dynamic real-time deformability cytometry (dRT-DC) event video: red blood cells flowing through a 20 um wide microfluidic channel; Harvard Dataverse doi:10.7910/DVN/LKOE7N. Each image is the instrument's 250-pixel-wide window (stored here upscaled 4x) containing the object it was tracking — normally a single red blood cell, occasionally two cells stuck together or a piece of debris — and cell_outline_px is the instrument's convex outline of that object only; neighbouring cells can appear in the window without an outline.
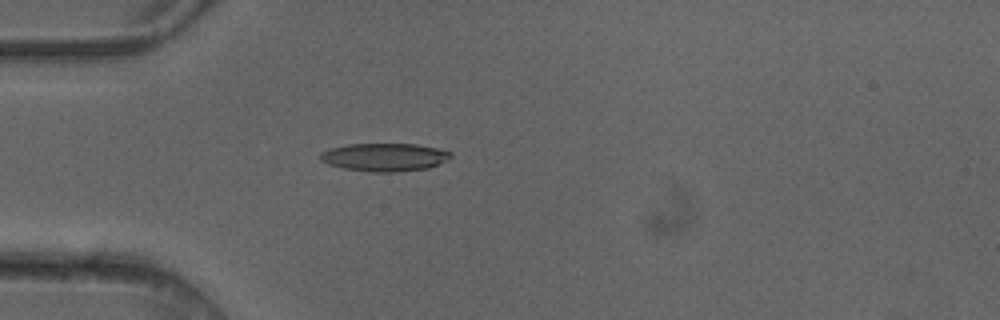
{"species": "common noctule bat (a hibernating species)", "species_latin": "Nyctalus noctula", "temperature_condition": "cold", "stored_images_in_passage": 4, "camera_frame_rate_fps": 3000, "um_per_image_px": 0.085, "animal": {"sex": "female"}, "frame": {"image": 1, "passage_image": 4, "time_ms": 1.0, "image_size_px": [1000, 320], "cell_outline_px": [[452, 156], [448, 160], [428, 168], [396, 172], [372, 172], [344, 168], [328, 164], [320, 160], [320, 152], [328, 148], [348, 144], [416, 144], [436, 148], [452, 152]], "centroid_in_image_um": [32.67, 13.35], "position_along_channel_um": 52.3, "area_um2": 21.39}}